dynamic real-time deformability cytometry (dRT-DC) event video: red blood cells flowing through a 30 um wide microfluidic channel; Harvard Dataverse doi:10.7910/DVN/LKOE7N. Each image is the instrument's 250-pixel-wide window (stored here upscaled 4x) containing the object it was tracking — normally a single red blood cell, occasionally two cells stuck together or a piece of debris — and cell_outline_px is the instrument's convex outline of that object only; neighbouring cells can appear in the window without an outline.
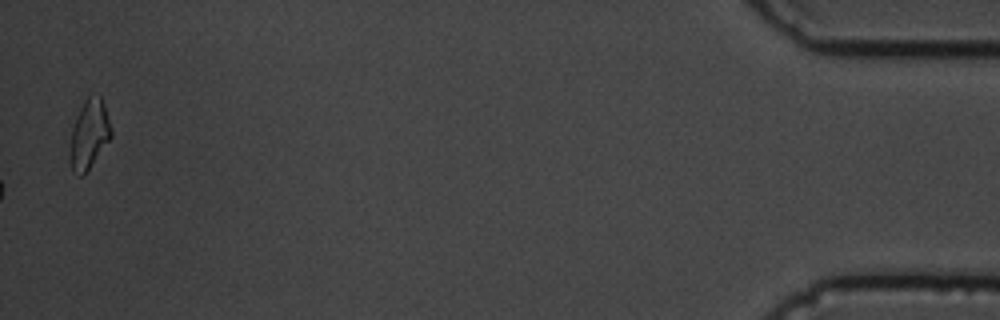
{"species": "common noctule bat (a hibernating species)", "species_latin": "Nyctalus noctula", "temperature_condition": "cold", "stored_images_in_passage": 56, "camera_frame_rate_fps": 3000, "um_per_image_px": 0.085, "animal": {"sex": "male", "body_mass_g": 19.5, "forearm_length_mm": 54.6}, "frame": {"image": 1, "passage_image": 56, "time_ms": 18.333, "image_size_px": [1000, 320], "cell_outline_px": [[112, 136], [88, 168], [80, 176], [76, 176], [72, 172], [68, 160], [68, 152], [72, 128], [80, 108], [84, 100], [88, 96], [100, 96], [104, 104], [112, 128]], "centroid_in_image_um": [7.54, 11.44], "position_along_channel_um": 427.7, "area_um2": 16.59}, "authors_computed_cell_mechanics": {"area_um2": 17.629, "velocity_mm_per_s": 3.655, "shape_relaxation_time_tau1_ms": 6.855, "shape_relaxation_time_tau2_ms": 10.9212, "deformation_change_tau1": 0.1849, "deformation_change_tau2": 0.1983}}